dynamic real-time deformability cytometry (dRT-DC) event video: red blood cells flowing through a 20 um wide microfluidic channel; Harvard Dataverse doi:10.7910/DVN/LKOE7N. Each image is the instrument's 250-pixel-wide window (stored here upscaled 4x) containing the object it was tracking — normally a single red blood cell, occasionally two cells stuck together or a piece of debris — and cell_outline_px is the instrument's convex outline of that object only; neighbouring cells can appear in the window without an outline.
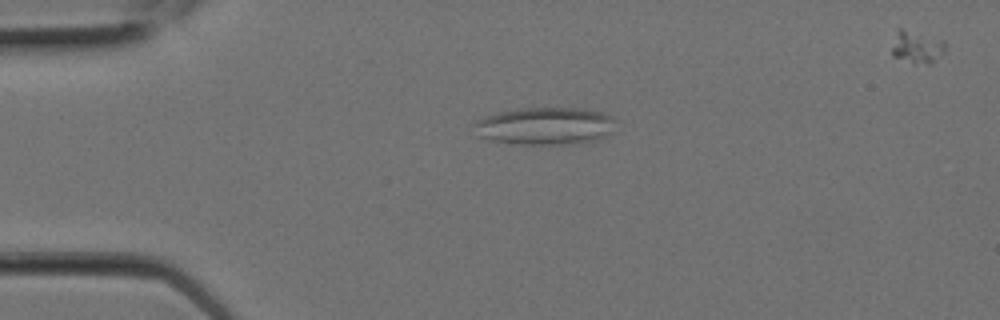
{"species": "Egyptian fruit bat (a non-hibernating species)", "species_latin": "Rousettus aegyptiacus", "temperature_condition": "room temperature", "stored_images_in_passage": 4, "camera_frame_rate_fps": 3000, "um_per_image_px": 0.085, "animal": {"sex": "female"}, "frame": {"image": 1, "passage_image": 4, "time_ms": 1.0, "image_size_px": [1000, 320], "cell_outline_px": [[620, 120], [612, 132], [608, 136], [576, 144], [520, 144], [488, 140], [476, 136], [472, 124], [472, 120], [484, 116], [500, 112], [520, 108], [584, 108], [604, 112]], "centroid_in_image_um": [46.35, 10.7], "position_along_channel_um": 38.7, "area_um2": 31.79}}